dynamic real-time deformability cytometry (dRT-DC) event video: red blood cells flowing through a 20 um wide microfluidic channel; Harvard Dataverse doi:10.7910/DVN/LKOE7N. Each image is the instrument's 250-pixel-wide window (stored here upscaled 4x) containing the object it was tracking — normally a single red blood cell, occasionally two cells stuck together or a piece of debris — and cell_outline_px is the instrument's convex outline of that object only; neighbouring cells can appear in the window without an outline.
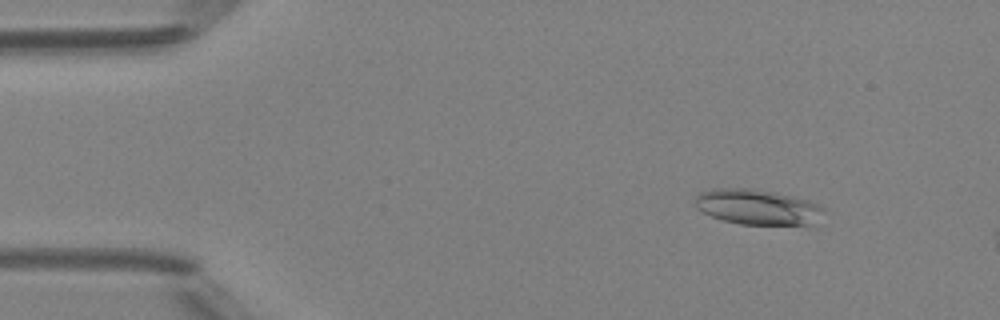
{"species": "Egyptian fruit bat (a non-hibernating species)", "species_latin": "Rousettus aegyptiacus", "temperature_condition": "room temperature", "stored_images_in_passage": 14, "camera_frame_rate_fps": 3000, "um_per_image_px": 0.085, "animal": {"sex": "female"}, "frame": {"image": 1, "passage_image": 7, "time_ms": 2.0, "image_size_px": [1000, 320], "cell_outline_px": [[824, 208], [812, 224], [740, 224], [724, 220], [712, 216], [696, 208], [692, 204], [692, 200], [700, 192], [712, 188], [752, 188], [776, 192], [808, 200], [820, 204]], "centroid_in_image_um": [64.3, 17.56], "position_along_channel_um": 20.7, "area_um2": 26.41}}